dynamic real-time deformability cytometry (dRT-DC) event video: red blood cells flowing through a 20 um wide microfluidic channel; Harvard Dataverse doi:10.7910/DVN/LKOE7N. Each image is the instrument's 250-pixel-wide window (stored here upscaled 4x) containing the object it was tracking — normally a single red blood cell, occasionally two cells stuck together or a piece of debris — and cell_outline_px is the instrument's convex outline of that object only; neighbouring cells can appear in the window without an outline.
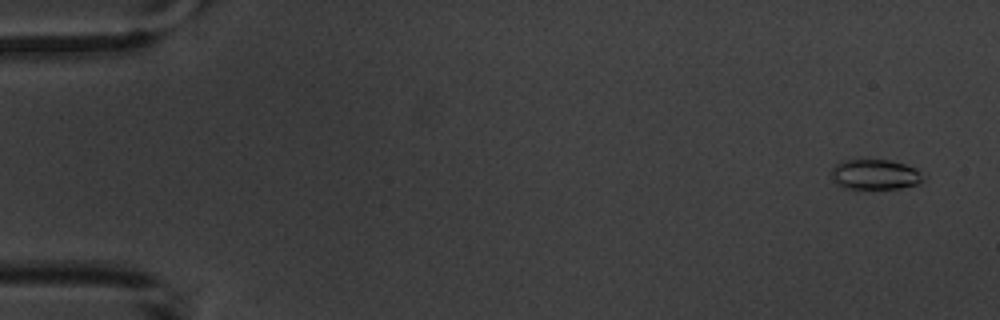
{"species": "common noctule bat (a hibernating species)", "species_latin": "Nyctalus noctula", "temperature_condition": "warm", "stored_images_in_passage": 5, "camera_frame_rate_fps": 3000, "um_per_image_px": 0.085, "animal": {"sex": "male", "body_mass_g": 20.1, "forearm_length_mm": 53.5}, "frame": {"image": 1, "passage_image": 1, "time_ms": 0.0, "image_size_px": [1000, 320], "cell_outline_px": [[924, 180], [916, 184], [900, 188], [856, 192], [844, 188], [836, 184], [832, 180], [832, 168], [840, 160], [888, 160], [904, 164], [916, 168]], "centroid_in_image_um": [74.3, 14.89], "position_along_channel_um": 10.7, "area_um2": 16.76}}
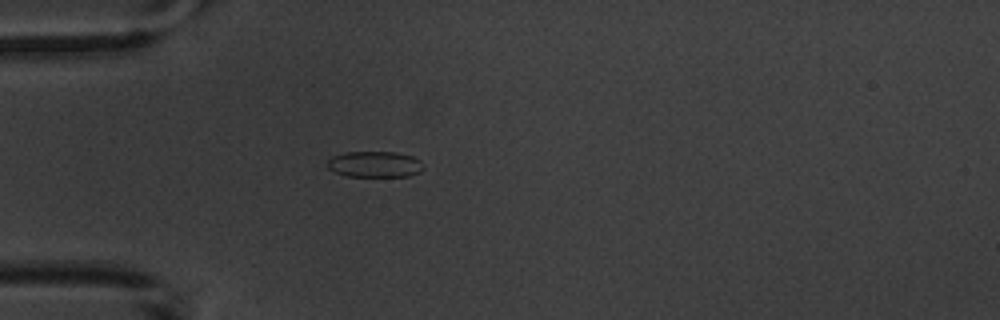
{"frame": {"image": 2, "passage_image": 5, "time_ms": 4.667, "image_size_px": [1000, 320], "cell_outline_px": [[424, 168], [420, 172], [408, 176], [348, 176], [336, 172], [328, 168], [328, 160], [332, 156], [344, 152], [396, 152], [412, 156], [420, 160], [424, 164]], "centroid_in_image_um": [31.89, 13.96], "position_along_channel_um": 53.1, "area_um2": 14.57}}